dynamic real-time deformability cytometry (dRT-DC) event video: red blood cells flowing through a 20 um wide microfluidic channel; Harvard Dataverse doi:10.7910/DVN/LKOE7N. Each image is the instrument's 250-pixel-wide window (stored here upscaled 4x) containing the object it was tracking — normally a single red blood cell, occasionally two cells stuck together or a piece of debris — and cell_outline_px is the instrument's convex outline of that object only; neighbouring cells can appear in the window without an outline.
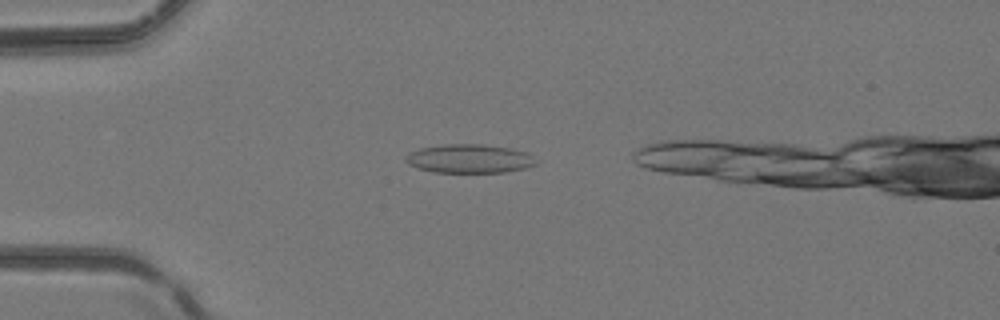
{"species": "common noctule bat (a hibernating species)", "species_latin": "Nyctalus noctula", "temperature_condition": "room temperature", "stored_images_in_passage": 1, "camera_frame_rate_fps": 3000, "um_per_image_px": 0.085, "animal": {"sex": "female", "body_mass_g": 24.6, "forearm_length_mm": 56.2}, "frame": {"image": 1, "passage_image": 1, "time_ms": 0.0, "image_size_px": [1000, 320], "cell_outline_px": [[540, 160], [536, 164], [528, 168], [504, 172], [432, 172], [416, 168], [408, 164], [404, 160], [404, 156], [408, 152], [420, 148], [444, 144], [480, 144], [508, 148], [528, 152]], "centroid_in_image_um": [39.9, 13.49], "position_along_channel_um": 45.1, "area_um2": 22.2}}